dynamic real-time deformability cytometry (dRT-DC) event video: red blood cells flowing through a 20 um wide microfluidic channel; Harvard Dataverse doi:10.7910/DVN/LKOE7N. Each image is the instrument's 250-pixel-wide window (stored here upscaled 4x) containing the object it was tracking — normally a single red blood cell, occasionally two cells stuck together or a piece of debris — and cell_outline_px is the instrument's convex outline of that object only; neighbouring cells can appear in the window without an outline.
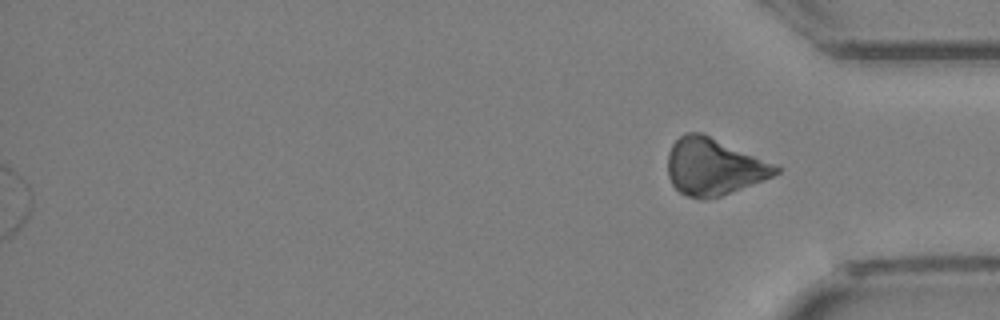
{"species": "Egyptian fruit bat (a non-hibernating species)", "species_latin": "Rousettus aegyptiacus", "temperature_condition": "cold", "stored_images_in_passage": 34, "segment_of_instrument_passage": [2, 2], "camera_frame_rate_fps": 3000, "um_per_image_px": 0.085, "animal": {"sex": "female"}, "frame": {"image": 1, "passage_image": 34, "time_ms": 11.0, "image_size_px": [1000, 320], "cell_outline_px": [[780, 172], [772, 176], [720, 196], [704, 200], [700, 200], [688, 196], [680, 192], [672, 184], [668, 176], [668, 152], [672, 144], [684, 132], [704, 132], [776, 164], [780, 168]], "centroid_in_image_um": [60.65, 14.14], "position_along_channel_um": 374.5, "area_um2": 35.95}}